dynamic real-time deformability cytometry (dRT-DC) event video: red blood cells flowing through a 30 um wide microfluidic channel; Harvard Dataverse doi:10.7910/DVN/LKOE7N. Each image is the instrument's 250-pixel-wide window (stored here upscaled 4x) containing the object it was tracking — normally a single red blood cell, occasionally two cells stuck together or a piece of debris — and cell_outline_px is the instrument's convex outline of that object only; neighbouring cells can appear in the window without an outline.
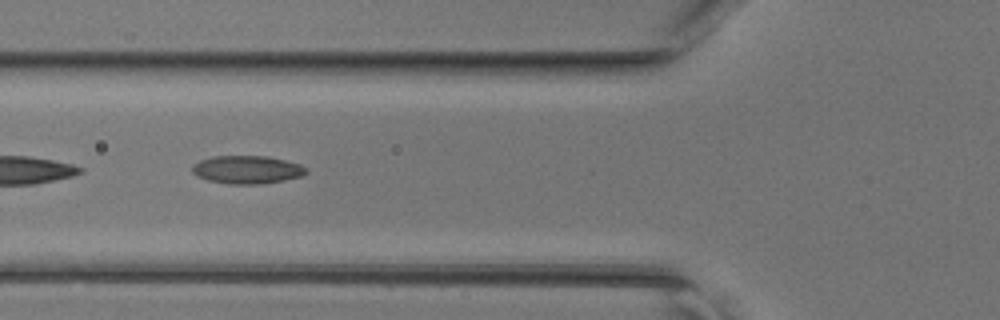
{"species": "common noctule bat (a hibernating species)", "species_latin": "Nyctalus noctula", "temperature_condition": "room temperature", "stored_images_in_passage": 28, "camera_frame_rate_fps": 3000, "um_per_image_px": 0.085, "animal": {"sex": "female", "body_mass_g": 17.0, "forearm_length_mm": 48.0}, "frame": {"image": 1, "passage_image": 4, "time_ms": 1.0, "image_size_px": [1000, 320], "cell_outline_px": [[308, 172], [300, 176], [284, 180], [260, 184], [228, 184], [208, 180], [196, 176], [192, 172], [192, 164], [200, 160], [212, 156], [268, 156], [300, 164], [308, 168]], "centroid_in_image_um": [20.98, 14.42], "position_along_channel_um": 104.8, "area_um2": 18.73}}
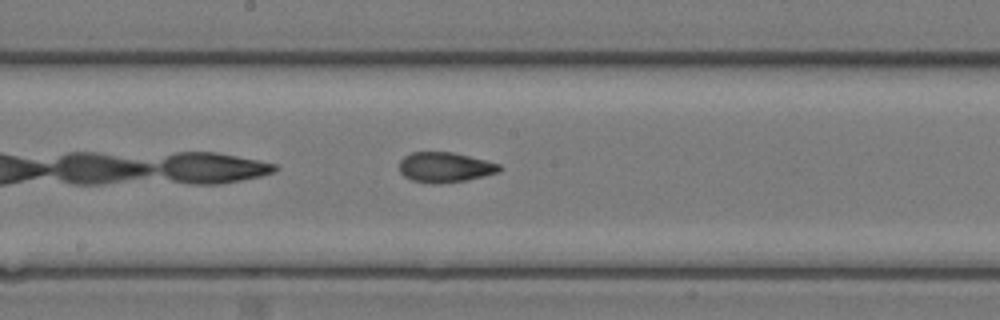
{"frame": {"image": 2, "passage_image": 11, "time_ms": 3.333, "image_size_px": [1000, 320], "cell_outline_px": [[504, 168], [500, 172], [468, 180], [440, 184], [432, 184], [412, 180], [404, 176], [400, 172], [400, 160], [404, 156], [412, 152], [452, 152], [500, 164]], "centroid_in_image_um": [37.84, 14.23], "position_along_channel_um": 210.4, "area_um2": 17.69}}
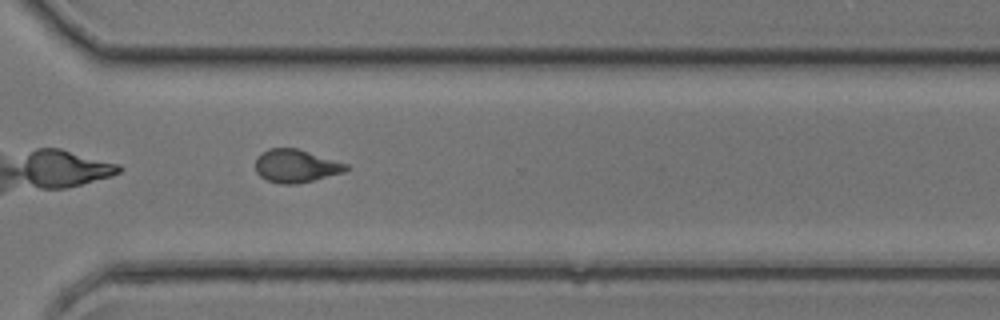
{"frame": {"image": 3, "passage_image": 20, "time_ms": 6.333, "image_size_px": [1000, 320], "cell_outline_px": [[348, 168], [344, 172], [296, 184], [280, 184], [268, 180], [260, 176], [256, 172], [256, 156], [268, 148], [296, 148], [348, 164]], "centroid_in_image_um": [25.12, 14.1], "position_along_channel_um": 345.5, "area_um2": 17.28}}